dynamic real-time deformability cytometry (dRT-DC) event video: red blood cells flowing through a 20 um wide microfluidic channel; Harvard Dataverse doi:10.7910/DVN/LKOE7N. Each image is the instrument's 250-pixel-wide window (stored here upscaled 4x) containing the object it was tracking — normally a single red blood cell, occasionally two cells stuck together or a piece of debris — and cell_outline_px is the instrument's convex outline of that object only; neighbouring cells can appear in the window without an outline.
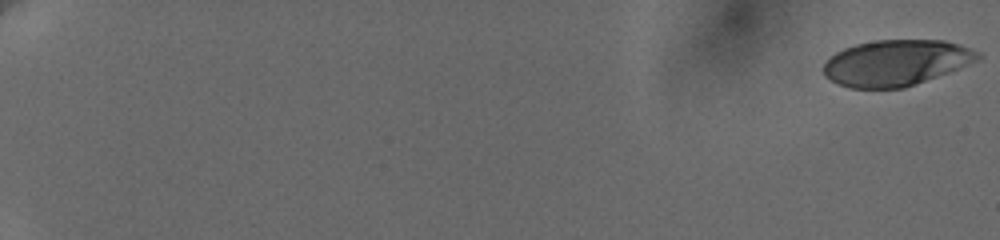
{"species": "human", "species_latin": "Homo sapiens", "temperature_condition": "cold", "stored_images_in_passage": 27, "camera_frame_rate_fps": 3000, "um_per_image_px": 0.085, "donor": {"sex": "female"}, "frame": {"image": 1, "passage_image": 1, "time_ms": 0.0, "image_size_px": [1000, 240], "cell_outline_px": [[984, 56], [980, 60], [948, 72], [904, 88], [852, 88], [840, 84], [824, 76], [824, 64], [836, 52], [844, 48], [856, 44], [876, 40], [944, 40], [960, 44], [972, 48], [980, 52]], "centroid_in_image_um": [76.22, 5.32], "position_along_channel_um": 8.8, "area_um2": 41.21}}
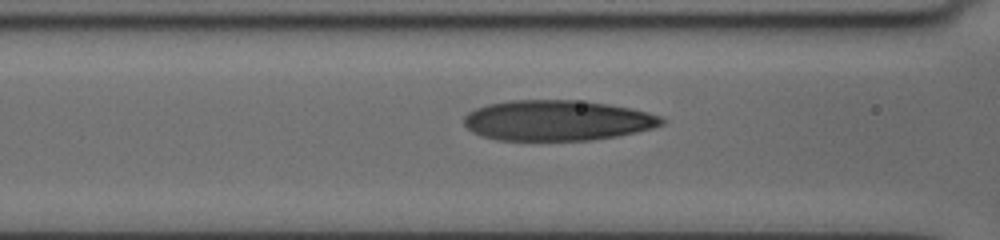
{"frame": {"image": 2, "passage_image": 22, "time_ms": 9.333, "image_size_px": [1000, 240], "cell_outline_px": [[664, 124], [652, 128], [636, 132], [616, 136], [592, 140], [496, 140], [472, 132], [464, 124], [464, 116], [468, 112], [476, 108], [488, 104], [508, 100], [576, 100], [608, 104], [632, 108], [648, 112], [660, 116], [664, 120]], "centroid_in_image_um": [47.36, 10.23], "position_along_channel_um": 119.2, "area_um2": 46.64}}
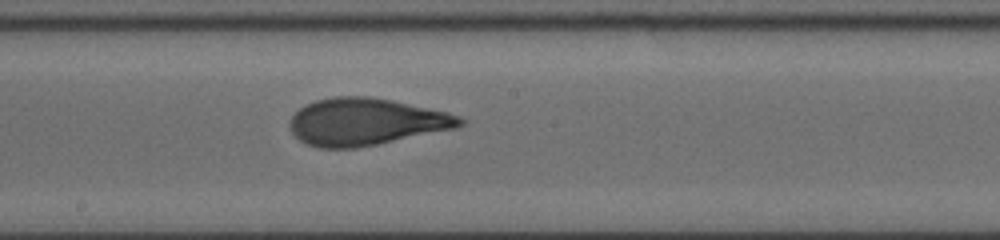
{"frame": {"image": 3, "passage_image": 27, "time_ms": 12.0, "image_size_px": [1000, 240], "cell_outline_px": [[464, 124], [456, 128], [356, 148], [320, 148], [308, 144], [300, 140], [288, 128], [288, 120], [304, 104], [316, 100], [336, 96], [368, 96], [392, 100], [448, 112], [460, 116], [464, 120]], "centroid_in_image_um": [31.07, 10.34], "position_along_channel_um": 217.1, "area_um2": 46.64}}